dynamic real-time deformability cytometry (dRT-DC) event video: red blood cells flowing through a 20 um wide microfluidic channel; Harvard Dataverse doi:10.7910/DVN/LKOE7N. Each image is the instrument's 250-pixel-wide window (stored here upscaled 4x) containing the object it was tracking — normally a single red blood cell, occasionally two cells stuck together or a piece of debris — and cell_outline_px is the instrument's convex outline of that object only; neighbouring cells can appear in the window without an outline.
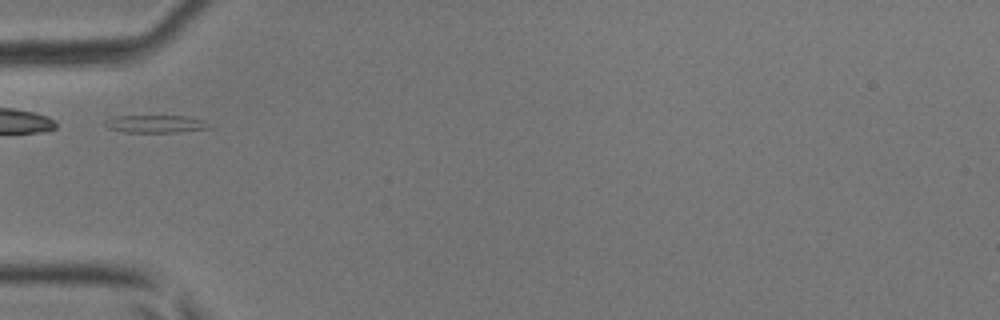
{"species": "common noctule bat (a hibernating species)", "species_latin": "Nyctalus noctula", "temperature_condition": "room temperature", "stored_images_in_passage": 13, "camera_frame_rate_fps": 3000, "um_per_image_px": 0.085, "animal": {"sex": "male", "body_mass_g": 17.9, "forearm_length_mm": 54.2}, "frame": {"image": 1, "passage_image": 1, "time_ms": 0.0, "image_size_px": [1000, 320], "cell_outline_px": [[212, 128], [180, 132], [124, 132], [108, 128], [104, 124], [104, 120], [116, 116], [184, 116], [204, 120]], "centroid_in_image_um": [13.22, 10.53], "position_along_channel_um": 71.8, "area_um2": 10.69}}